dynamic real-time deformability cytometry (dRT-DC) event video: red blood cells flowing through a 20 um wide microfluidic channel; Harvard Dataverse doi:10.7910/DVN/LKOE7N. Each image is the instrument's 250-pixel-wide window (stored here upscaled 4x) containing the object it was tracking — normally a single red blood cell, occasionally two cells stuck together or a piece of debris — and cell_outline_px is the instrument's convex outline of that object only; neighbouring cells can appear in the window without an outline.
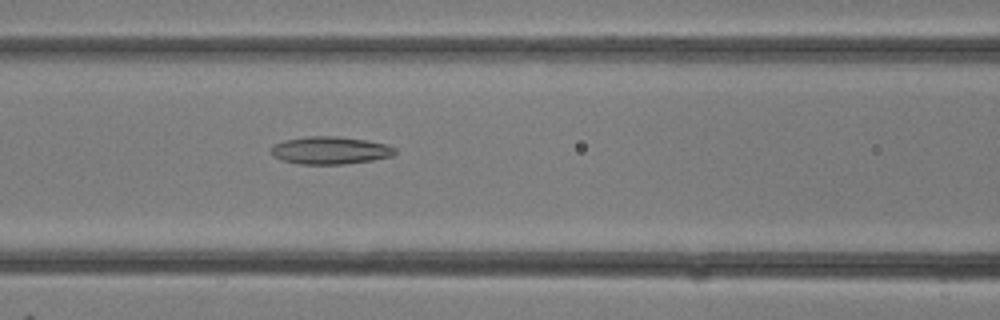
{"species": "common noctule bat (a hibernating species)", "species_latin": "Nyctalus noctula", "temperature_condition": "room temperature", "stored_images_in_passage": 16, "camera_frame_rate_fps": 3000, "um_per_image_px": 0.085, "animal": {"sex": "female"}, "frame": {"image": 1, "passage_image": 14, "time_ms": 4.333, "image_size_px": [1000, 320], "cell_outline_px": [[396, 152], [392, 156], [372, 160], [344, 164], [300, 164], [284, 160], [272, 156], [272, 144], [284, 140], [308, 136], [336, 136], [368, 140], [388, 144], [396, 148]], "centroid_in_image_um": [28.09, 12.77], "position_along_channel_um": 138.5, "area_um2": 20.0}}
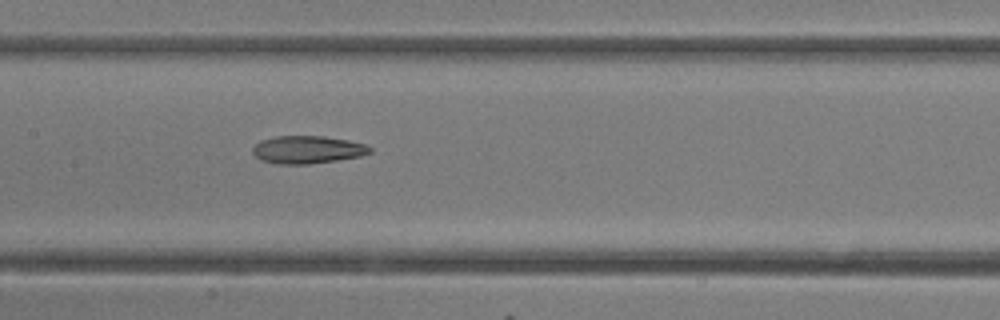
{"frame": {"image": 2, "passage_image": 16, "time_ms": 5.0, "image_size_px": [1000, 320], "cell_outline_px": [[372, 152], [360, 156], [336, 160], [308, 164], [276, 164], [260, 160], [252, 152], [252, 148], [260, 140], [276, 136], [324, 136], [348, 140], [364, 144], [372, 148]], "centroid_in_image_um": [26.11, 12.72], "position_along_channel_um": 181.3, "area_um2": 18.96}}